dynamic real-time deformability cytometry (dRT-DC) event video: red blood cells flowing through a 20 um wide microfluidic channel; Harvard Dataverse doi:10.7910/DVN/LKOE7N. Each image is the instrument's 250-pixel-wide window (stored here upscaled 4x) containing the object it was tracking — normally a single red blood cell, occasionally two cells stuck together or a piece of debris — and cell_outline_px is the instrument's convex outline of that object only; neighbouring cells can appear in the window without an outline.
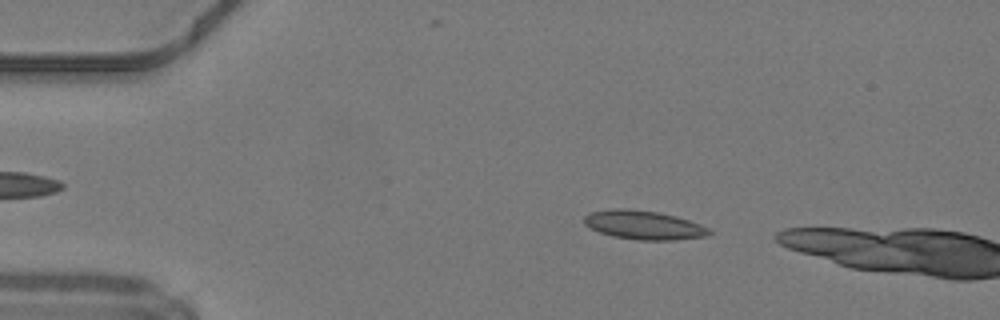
{"species": "common noctule bat (a hibernating species)", "species_latin": "Nyctalus noctula", "temperature_condition": "warm", "stored_images_in_passage": 8, "camera_frame_rate_fps": 3000, "um_per_image_px": 0.085, "animal": {"sex": "male", "body_mass_g": 19.2, "forearm_length_mm": 51.8}, "frame": {"image": 1, "passage_image": 5, "time_ms": 1.333, "image_size_px": [1000, 320], "cell_outline_px": [[712, 232], [708, 236], [672, 240], [636, 240], [612, 236], [600, 232], [584, 224], [584, 216], [592, 212], [612, 208], [628, 208], [660, 212], [676, 216], [700, 224], [708, 228]], "centroid_in_image_um": [54.72, 19.12], "position_along_channel_um": 30.3, "area_um2": 21.1}}